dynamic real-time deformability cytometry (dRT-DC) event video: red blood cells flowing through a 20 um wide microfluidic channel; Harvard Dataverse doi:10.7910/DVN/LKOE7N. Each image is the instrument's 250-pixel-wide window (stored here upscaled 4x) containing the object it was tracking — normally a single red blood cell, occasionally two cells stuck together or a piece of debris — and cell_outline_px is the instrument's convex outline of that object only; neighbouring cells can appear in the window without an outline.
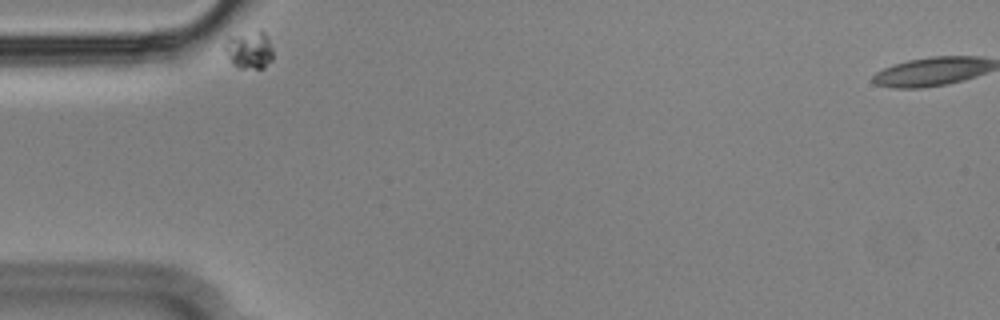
{"species": "Egyptian fruit bat (a non-hibernating species)", "species_latin": "Rousettus aegyptiacus", "temperature_condition": "cold", "stored_images_in_passage": 38, "segment_of_instrument_passage": [1, 2], "camera_frame_rate_fps": 3000, "um_per_image_px": 0.085, "animal": {"sex": "male"}, "frame": {"image": 1, "passage_image": 1, "time_ms": 0.0, "image_size_px": [1000, 320], "cell_outline_px": [[272, 60], [264, 68], [240, 68], [232, 64], [224, 48], [224, 44], [228, 36], [260, 28], [264, 32], [272, 48]], "centroid_in_image_um": [21.18, 4.2], "position_along_channel_um": 63.8, "area_um2": 10.81}}
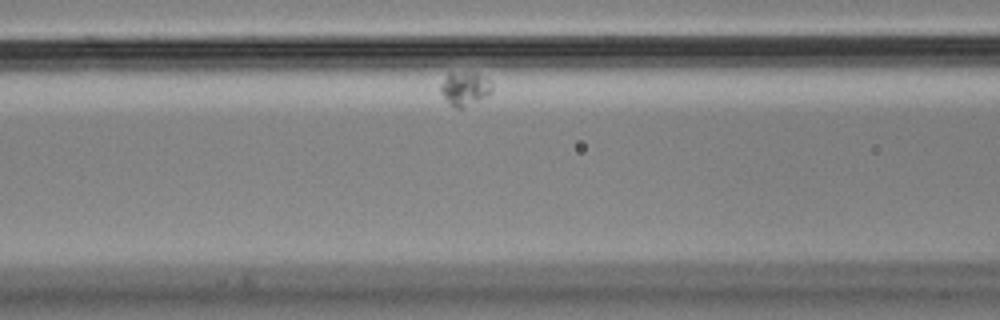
{"frame": {"image": 2, "passage_image": 9, "time_ms": 2.667, "image_size_px": [1000, 320], "cell_outline_px": [[492, 92], [488, 96], [464, 108], [456, 108], [448, 104], [444, 100], [440, 92], [440, 84], [448, 72], [476, 72], [488, 80], [492, 84]], "centroid_in_image_um": [39.48, 7.54], "position_along_channel_um": 127.1, "area_um2": 10.46}}
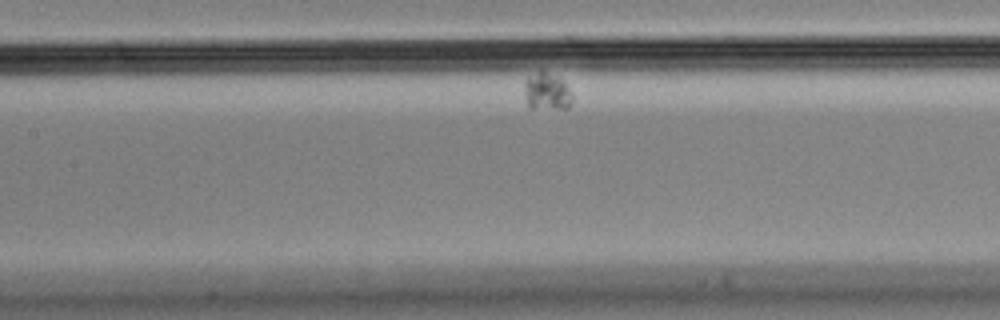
{"frame": {"image": 3, "passage_image": 13, "time_ms": 4.0, "image_size_px": [1000, 320], "cell_outline_px": [[572, 104], [568, 108], [528, 108], [524, 88], [524, 84], [528, 76], [540, 72], [544, 72], [564, 80], [572, 96]], "centroid_in_image_um": [46.49, 7.81], "position_along_channel_um": 160.9, "area_um2": 10.23}}